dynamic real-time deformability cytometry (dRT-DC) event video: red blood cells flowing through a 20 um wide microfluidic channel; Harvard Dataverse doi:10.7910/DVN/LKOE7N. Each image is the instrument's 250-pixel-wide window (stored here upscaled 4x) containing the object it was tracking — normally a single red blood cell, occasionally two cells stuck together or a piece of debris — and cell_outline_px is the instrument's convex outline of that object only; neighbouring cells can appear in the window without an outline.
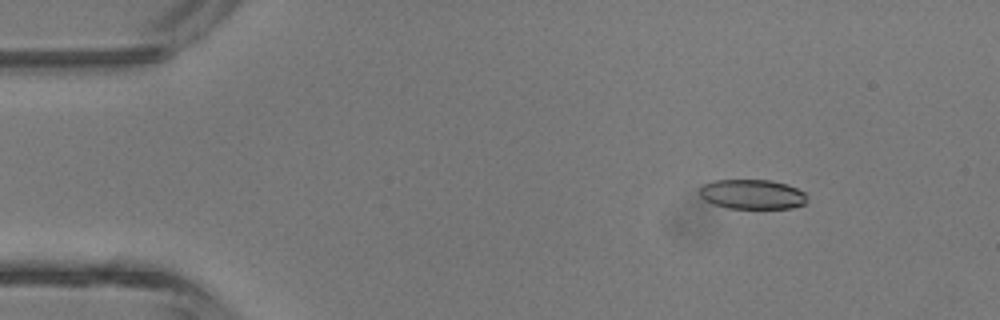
{"species": "common noctule bat (a hibernating species)", "species_latin": "Nyctalus noctula", "temperature_condition": "room temperature", "stored_images_in_passage": 3, "camera_frame_rate_fps": 3000, "um_per_image_px": 0.085, "animal": {"sex": "male", "body_mass_g": 13.3}, "frame": {"image": 1, "passage_image": 1, "time_ms": 0.0, "image_size_px": [1000, 320], "cell_outline_px": [[808, 204], [792, 208], [728, 208], [712, 204], [704, 200], [700, 196], [700, 188], [704, 184], [712, 180], [772, 180], [788, 184], [804, 192]], "centroid_in_image_um": [63.95, 16.51], "position_along_channel_um": 21.1, "area_um2": 18.79}}
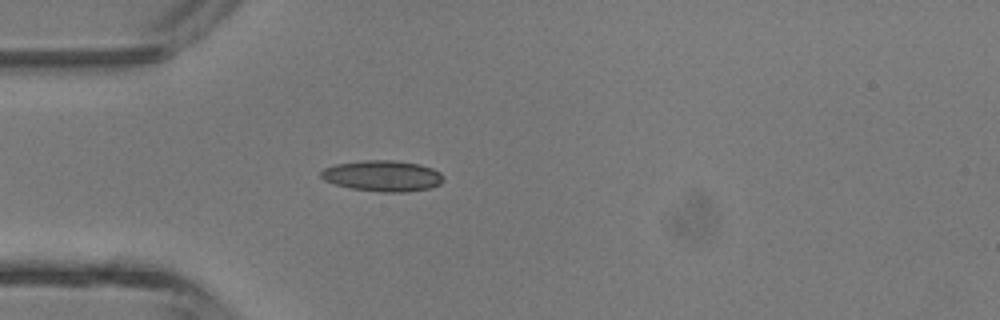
{"frame": {"image": 2, "passage_image": 3, "time_ms": 2.333, "image_size_px": [1000, 320], "cell_outline_px": [[444, 180], [440, 184], [428, 188], [408, 192], [380, 192], [352, 188], [336, 184], [324, 180], [320, 176], [320, 172], [324, 168], [336, 164], [364, 160], [392, 160], [420, 164], [432, 168], [440, 172], [444, 176]], "centroid_in_image_um": [32.54, 14.95], "position_along_channel_um": 52.5, "area_um2": 22.08}}